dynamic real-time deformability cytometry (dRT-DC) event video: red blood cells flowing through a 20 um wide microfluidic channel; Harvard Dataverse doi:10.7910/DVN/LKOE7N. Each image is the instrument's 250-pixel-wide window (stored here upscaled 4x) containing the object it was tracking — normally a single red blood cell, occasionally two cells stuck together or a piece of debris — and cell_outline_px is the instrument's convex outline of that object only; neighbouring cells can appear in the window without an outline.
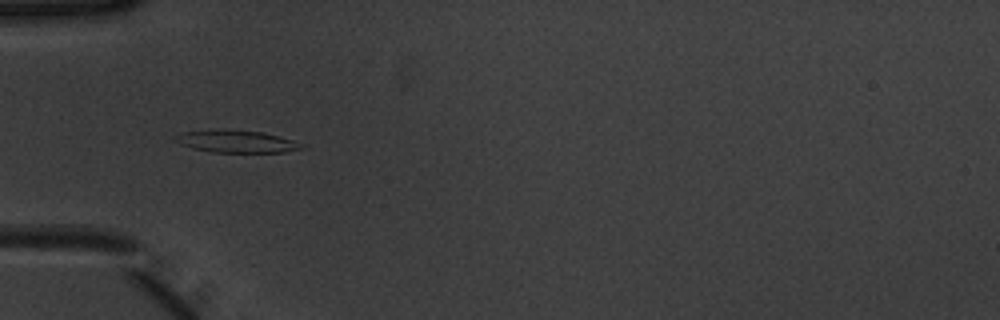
{"species": "common noctule bat (a hibernating species)", "species_latin": "Nyctalus noctula", "temperature_condition": "warm", "stored_images_in_passage": 18, "camera_frame_rate_fps": 3000, "um_per_image_px": 0.085, "animal": {"sex": "male", "body_mass_g": 20.1, "forearm_length_mm": 53.5}, "frame": {"image": 1, "passage_image": 15, "time_ms": 4.667, "image_size_px": [1000, 320], "cell_outline_px": [[304, 148], [284, 152], [212, 152], [192, 148], [180, 144], [172, 140], [172, 136], [184, 132], [220, 128], [264, 132], [292, 140], [304, 144]], "centroid_in_image_um": [20.04, 12.0], "position_along_channel_um": 65.0, "area_um2": 16.7}}